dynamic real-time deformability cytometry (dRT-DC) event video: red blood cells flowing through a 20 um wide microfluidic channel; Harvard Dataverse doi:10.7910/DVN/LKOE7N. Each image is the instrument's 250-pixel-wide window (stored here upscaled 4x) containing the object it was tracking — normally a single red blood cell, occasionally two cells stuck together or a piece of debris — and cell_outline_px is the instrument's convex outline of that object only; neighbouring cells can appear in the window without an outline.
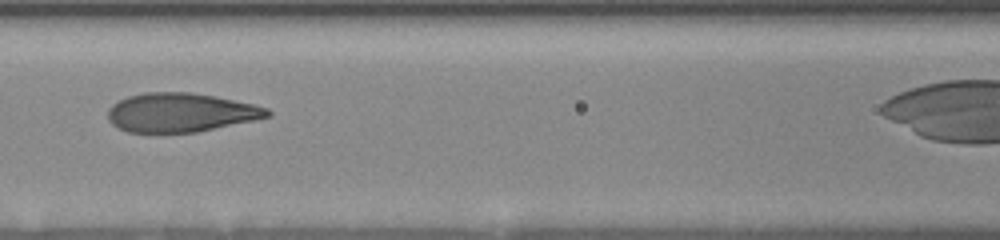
{"species": "human", "species_latin": "Homo sapiens", "temperature_condition": "room temperature", "stored_images_in_passage": 16, "camera_frame_rate_fps": 3000, "um_per_image_px": 0.085, "donor": {"sex": "female"}, "frame": {"image": 1, "passage_image": 10, "time_ms": 5.667, "image_size_px": [1000, 240], "cell_outline_px": [[272, 116], [196, 132], [128, 132], [112, 124], [108, 120], [108, 108], [112, 104], [128, 96], [144, 92], [192, 92], [216, 96], [252, 104], [268, 108], [272, 112]], "centroid_in_image_um": [15.35, 9.55], "position_along_channel_um": 151.3, "area_um2": 36.13}}
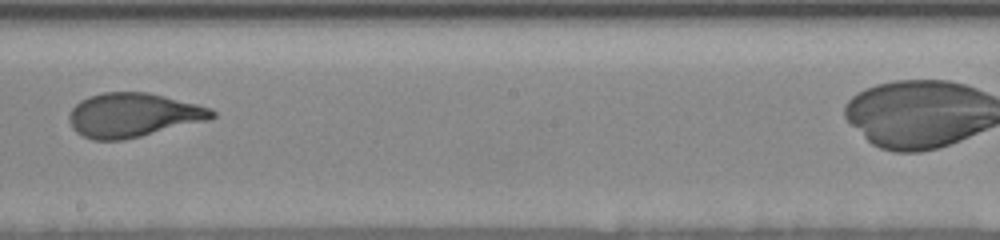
{"frame": {"image": 2, "passage_image": 12, "time_ms": 8.0, "image_size_px": [1000, 240], "cell_outline_px": [[216, 116], [212, 120], [124, 140], [92, 140], [76, 132], [72, 128], [68, 120], [68, 116], [72, 108], [80, 100], [88, 96], [104, 92], [148, 92], [196, 104], [208, 108], [216, 112]], "centroid_in_image_um": [11.31, 9.79], "position_along_channel_um": 236.9, "area_um2": 36.93}}